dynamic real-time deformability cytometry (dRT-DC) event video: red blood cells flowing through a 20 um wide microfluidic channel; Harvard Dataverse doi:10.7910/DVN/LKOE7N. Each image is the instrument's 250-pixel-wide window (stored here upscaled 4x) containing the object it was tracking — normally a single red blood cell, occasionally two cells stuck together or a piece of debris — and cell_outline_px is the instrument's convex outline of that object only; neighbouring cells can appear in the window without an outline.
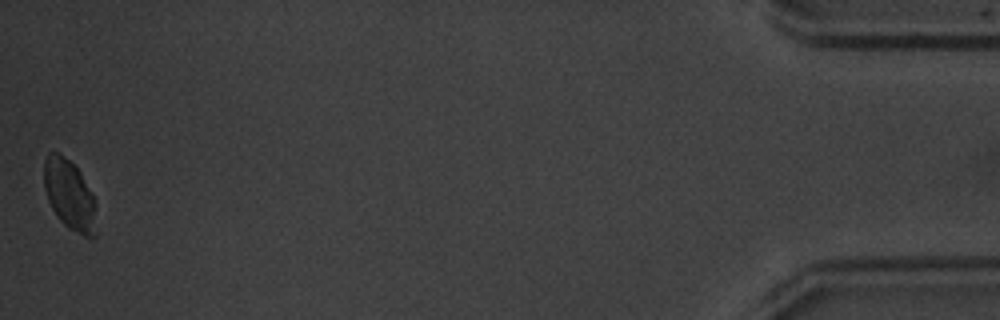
{"species": "common noctule bat (a hibernating species)", "species_latin": "Nyctalus noctula", "temperature_condition": "warm", "stored_images_in_passage": 53, "camera_frame_rate_fps": 3000, "um_per_image_px": 0.085, "animal": {"sex": "male", "body_mass_g": 20.1, "forearm_length_mm": 53.5}, "frame": {"image": 1, "passage_image": 53, "time_ms": 17.333, "image_size_px": [1000, 320], "cell_outline_px": [[96, 236], [84, 236], [68, 228], [56, 216], [48, 200], [44, 188], [44, 160], [48, 152], [56, 152], [68, 160], [80, 172], [96, 204]], "centroid_in_image_um": [5.9, 16.59], "position_along_channel_um": 429.3, "area_um2": 21.21}}